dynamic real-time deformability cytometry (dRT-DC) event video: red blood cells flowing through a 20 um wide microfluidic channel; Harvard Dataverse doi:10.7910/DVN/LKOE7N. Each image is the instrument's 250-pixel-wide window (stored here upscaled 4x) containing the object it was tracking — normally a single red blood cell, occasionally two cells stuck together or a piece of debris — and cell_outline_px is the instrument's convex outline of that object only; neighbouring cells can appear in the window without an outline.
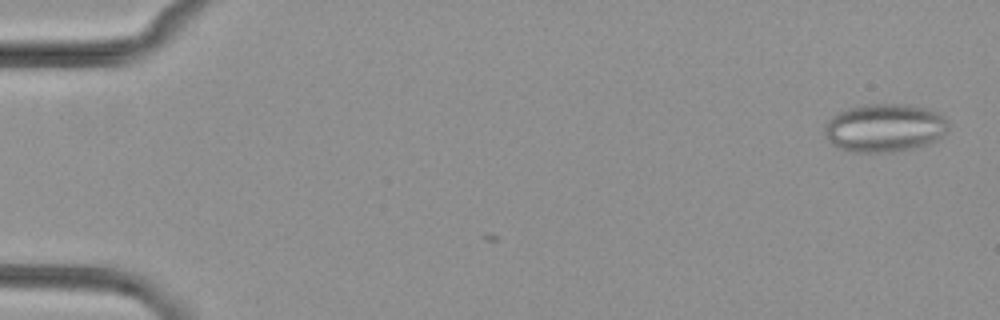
{"species": "common noctule bat (a hibernating species)", "species_latin": "Nyctalus noctula", "temperature_condition": "cold", "stored_images_in_passage": 3, "camera_frame_rate_fps": 3000, "um_per_image_px": 0.085, "animal": {"sex": "female", "body_mass_g": 29.2, "forearm_length_mm": 56.3}, "frame": {"image": 1, "passage_image": 3, "time_ms": 0.667, "image_size_px": [1000, 320], "cell_outline_px": [[948, 128], [936, 140], [928, 144], [912, 148], [892, 152], [852, 152], [840, 148], [832, 144], [824, 136], [824, 128], [828, 120], [832, 116], [848, 108], [864, 104], [908, 104], [924, 108], [936, 112], [944, 116], [948, 120]], "centroid_in_image_um": [75.17, 10.86], "position_along_channel_um": 9.8, "area_um2": 34.8}}